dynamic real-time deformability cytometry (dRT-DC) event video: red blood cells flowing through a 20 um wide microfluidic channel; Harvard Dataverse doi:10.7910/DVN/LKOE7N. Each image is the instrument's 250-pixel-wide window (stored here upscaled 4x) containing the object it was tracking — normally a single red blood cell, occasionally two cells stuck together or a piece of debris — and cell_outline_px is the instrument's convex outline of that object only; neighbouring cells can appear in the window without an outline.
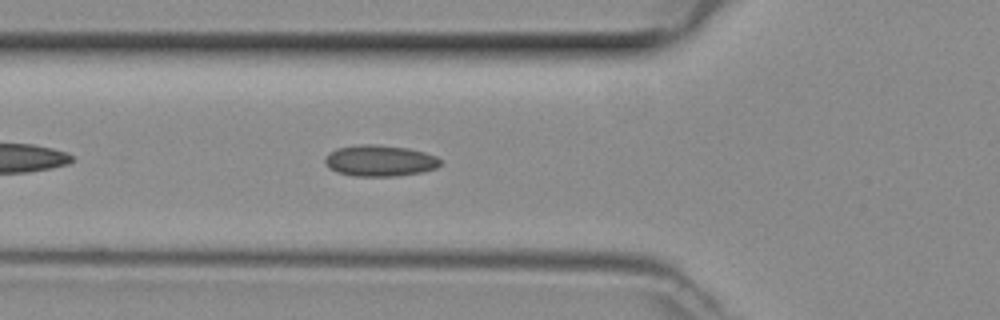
{"species": "common noctule bat (a hibernating species)", "species_latin": "Nyctalus noctula", "temperature_condition": "room temperature", "stored_images_in_passage": 37, "camera_frame_rate_fps": 3000, "um_per_image_px": 0.085, "animal": {"sex": "female", "body_mass_g": 29.2, "forearm_length_mm": 56.3}, "frame": {"image": 1, "passage_image": 5, "time_ms": 1.333, "image_size_px": [1000, 320], "cell_outline_px": [[440, 164], [436, 168], [420, 172], [396, 176], [352, 176], [336, 172], [324, 160], [328, 152], [336, 148], [360, 144], [376, 144], [408, 148], [424, 152], [436, 156], [440, 160]], "centroid_in_image_um": [32.27, 13.65], "position_along_channel_um": 93.5, "area_um2": 20.92}}
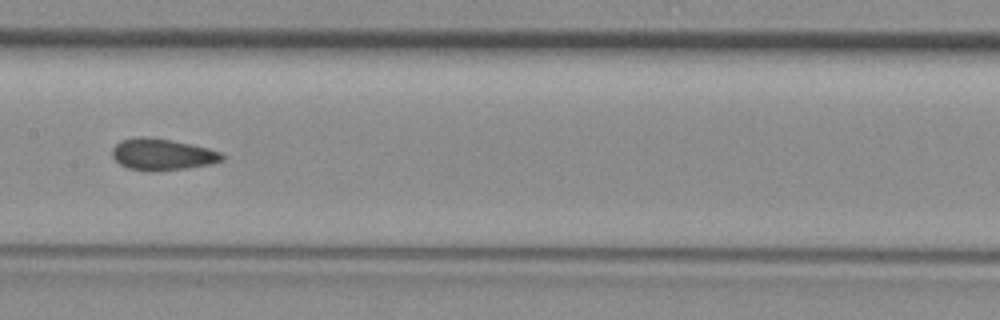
{"frame": {"image": 2, "passage_image": 12, "time_ms": 3.667, "image_size_px": [1000, 320], "cell_outline_px": [[224, 160], [212, 164], [188, 168], [152, 172], [148, 172], [128, 168], [120, 164], [112, 156], [112, 148], [120, 140], [140, 136], [144, 136], [172, 140], [208, 148], [220, 152], [224, 156]], "centroid_in_image_um": [13.78, 13.13], "position_along_channel_um": 193.6, "area_um2": 20.4}}
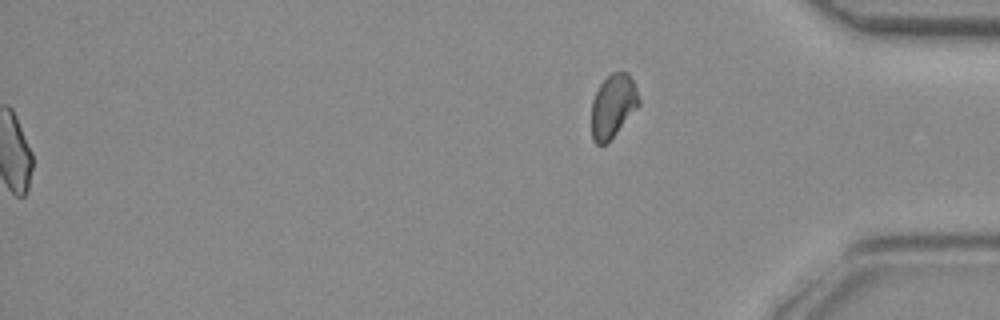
{"frame": {"image": 3, "passage_image": 37, "time_ms": 12.0, "image_size_px": [1000, 320], "cell_outline_px": [[640, 104], [616, 132], [604, 144], [596, 144], [592, 140], [592, 100], [600, 84], [612, 72], [628, 72], [636, 88], [640, 100]], "centroid_in_image_um": [52.1, 8.98], "position_along_channel_um": 383.1, "area_um2": 17.11}}